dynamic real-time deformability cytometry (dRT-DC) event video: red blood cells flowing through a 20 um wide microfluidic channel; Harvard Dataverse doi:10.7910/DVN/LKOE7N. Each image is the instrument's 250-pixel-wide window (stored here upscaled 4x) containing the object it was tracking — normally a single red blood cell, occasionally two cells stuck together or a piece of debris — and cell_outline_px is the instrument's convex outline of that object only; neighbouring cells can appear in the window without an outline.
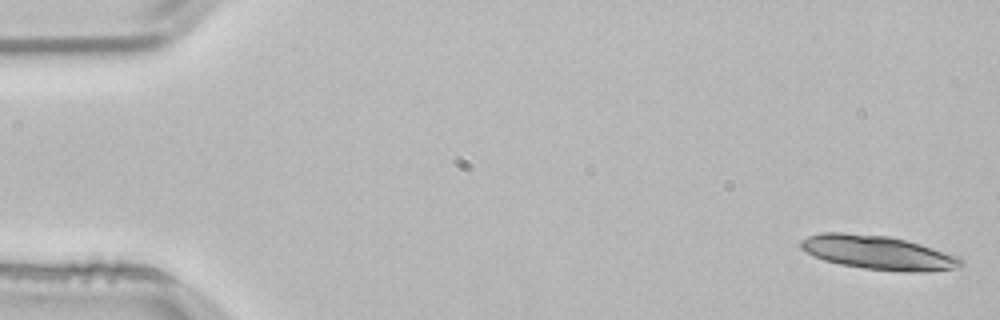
{"species": "common noctule bat (a hibernating species)", "species_latin": "Nyctalus noctula", "temperature_condition": "room temperature", "stored_images_in_passage": 23, "camera_frame_rate_fps": 3000, "um_per_image_px": 0.085, "animal": {"sex": "male", "body_mass_g": 21.5, "forearm_length_mm": 52.0}, "frame": {"image": 1, "passage_image": 1, "time_ms": 0.0, "image_size_px": [1000, 320], "cell_outline_px": [[964, 264], [952, 268], [924, 272], [904, 272], [864, 268], [840, 264], [824, 260], [800, 248], [800, 240], [808, 236], [820, 232], [844, 232], [888, 236], [920, 244], [960, 256], [964, 260]], "centroid_in_image_um": [74.64, 21.46], "position_along_channel_um": 10.4, "area_um2": 31.62}}